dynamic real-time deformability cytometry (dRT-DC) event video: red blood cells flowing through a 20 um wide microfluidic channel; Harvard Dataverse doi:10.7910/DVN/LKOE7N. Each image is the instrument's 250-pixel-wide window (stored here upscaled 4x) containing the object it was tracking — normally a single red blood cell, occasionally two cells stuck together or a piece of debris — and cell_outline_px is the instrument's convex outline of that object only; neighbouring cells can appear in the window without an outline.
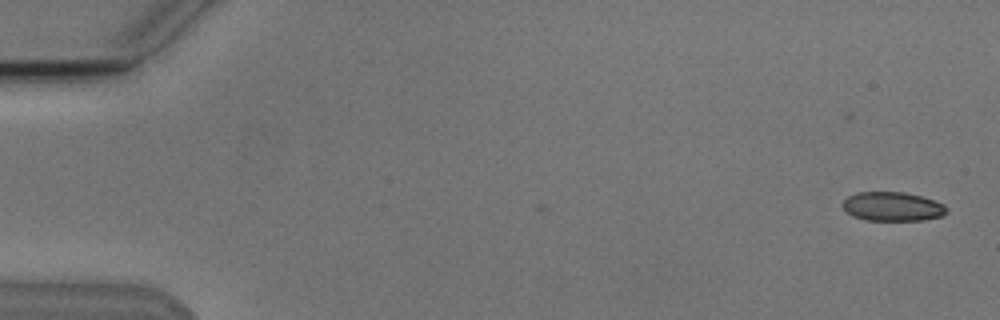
{"species": "Egyptian fruit bat (a non-hibernating species)", "species_latin": "Rousettus aegyptiacus", "temperature_condition": "cold", "stored_images_in_passage": 6, "camera_frame_rate_fps": 3000, "um_per_image_px": 0.085, "animal": {"sex": "male"}, "frame": {"image": 1, "passage_image": 1, "time_ms": 0.0, "image_size_px": [1000, 320], "cell_outline_px": [[948, 212], [944, 216], [924, 220], [868, 220], [852, 216], [840, 204], [848, 196], [856, 192], [904, 192], [920, 196], [944, 204], [948, 208]], "centroid_in_image_um": [75.88, 17.55], "position_along_channel_um": 9.1, "area_um2": 17.69}}